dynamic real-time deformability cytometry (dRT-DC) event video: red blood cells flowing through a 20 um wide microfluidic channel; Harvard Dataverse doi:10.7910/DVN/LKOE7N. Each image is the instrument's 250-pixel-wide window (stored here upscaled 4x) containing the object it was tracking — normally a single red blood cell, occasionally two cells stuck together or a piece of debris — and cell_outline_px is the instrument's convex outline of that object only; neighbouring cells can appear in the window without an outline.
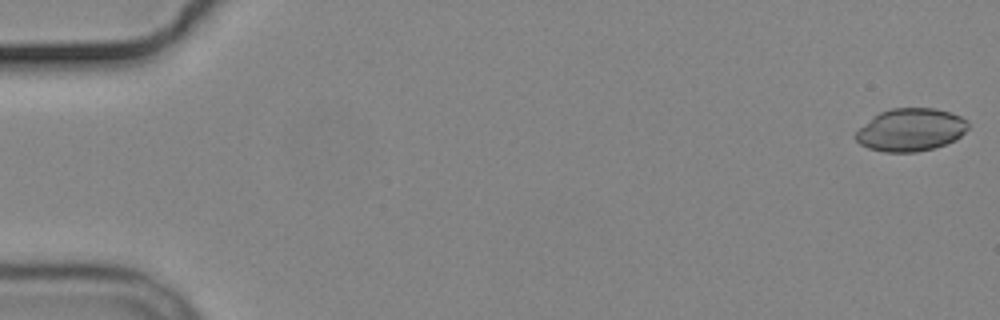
{"species": "common noctule bat (a hibernating species)", "species_latin": "Nyctalus noctula", "temperature_condition": "cold", "stored_images_in_passage": 56, "camera_frame_rate_fps": 3000, "um_per_image_px": 0.085, "animal": {"sex": "male", "body_mass_g": 19.2, "forearm_length_mm": 51.8}, "frame": {"image": 1, "passage_image": 1, "time_ms": 0.0, "image_size_px": [1000, 320], "cell_outline_px": [[968, 128], [956, 140], [932, 148], [916, 152], [884, 152], [868, 148], [860, 144], [856, 140], [856, 132], [860, 128], [880, 112], [892, 108], [932, 108], [948, 112], [960, 116], [968, 120]], "centroid_in_image_um": [77.42, 11.04], "position_along_channel_um": 7.6, "area_um2": 27.69}}
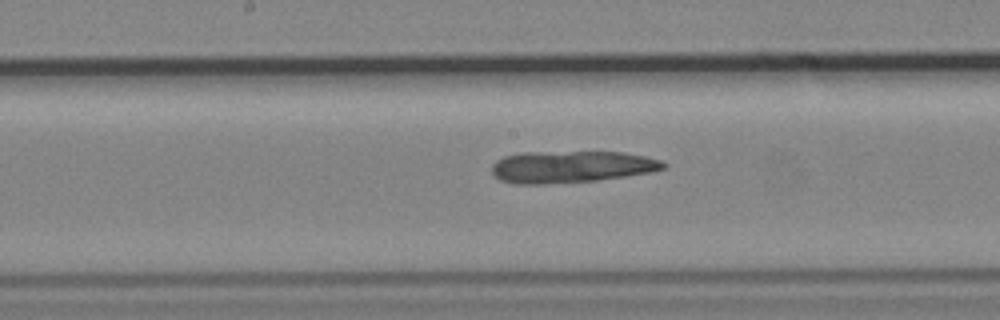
{"frame": {"image": 2, "passage_image": 29, "time_ms": 9.333, "image_size_px": [1000, 320], "cell_outline_px": [[668, 164], [664, 168], [648, 172], [624, 176], [596, 180], [544, 184], [512, 184], [500, 180], [492, 172], [492, 164], [496, 160], [504, 156], [524, 152], [624, 152], [644, 156], [660, 160]], "centroid_in_image_um": [48.51, 14.17], "position_along_channel_um": 199.7, "area_um2": 31.73}}